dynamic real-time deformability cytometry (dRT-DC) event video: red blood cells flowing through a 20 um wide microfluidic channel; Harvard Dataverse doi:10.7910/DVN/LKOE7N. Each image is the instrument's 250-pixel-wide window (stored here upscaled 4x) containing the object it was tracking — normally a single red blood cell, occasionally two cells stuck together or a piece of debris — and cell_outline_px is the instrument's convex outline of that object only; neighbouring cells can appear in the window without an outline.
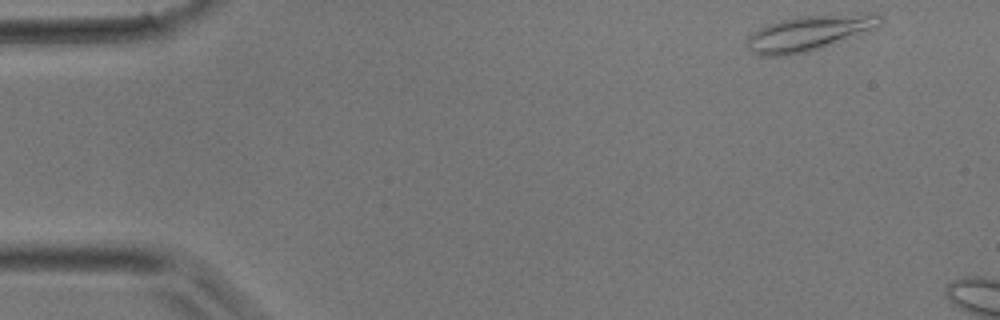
{"species": "common noctule bat (a hibernating species)", "species_latin": "Nyctalus noctula", "temperature_condition": "room temperature", "stored_images_in_passage": 10, "camera_frame_rate_fps": 3000, "um_per_image_px": 0.085, "animal": {"sex": "male", "body_mass_g": 17.9}, "frame": {"image": 1, "passage_image": 1, "time_ms": 0.0, "image_size_px": [1000, 320], "cell_outline_px": [[880, 28], [804, 52], [784, 56], [760, 56], [752, 52], [748, 48], [748, 36], [760, 28], [768, 24], [780, 20], [800, 16], [868, 12], [872, 12], [880, 16]], "centroid_in_image_um": [68.81, 2.78], "position_along_channel_um": 16.2, "area_um2": 27.22}}